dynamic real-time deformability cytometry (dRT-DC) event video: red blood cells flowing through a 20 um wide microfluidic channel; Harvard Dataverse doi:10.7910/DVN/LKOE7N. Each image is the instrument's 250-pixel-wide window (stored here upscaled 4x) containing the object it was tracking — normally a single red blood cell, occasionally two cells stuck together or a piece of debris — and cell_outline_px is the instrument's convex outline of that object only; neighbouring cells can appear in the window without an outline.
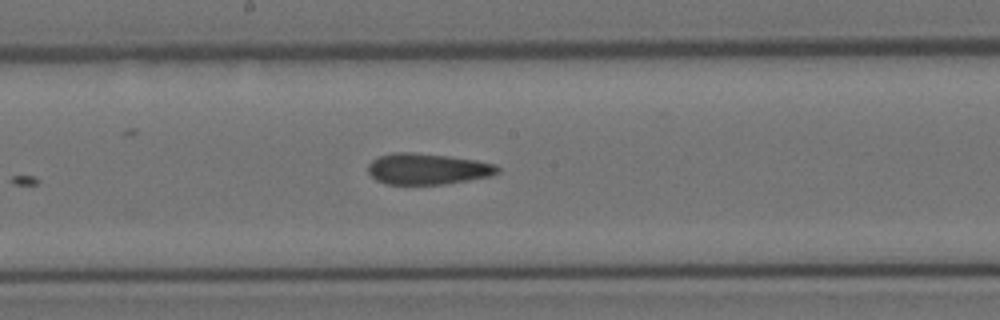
{"species": "Egyptian fruit bat (a non-hibernating species)", "species_latin": "Rousettus aegyptiacus", "temperature_condition": "room temperature", "stored_images_in_passage": 13, "camera_frame_rate_fps": 3000, "um_per_image_px": 0.085, "animal": {"sex": "female"}, "frame": {"image": 1, "passage_image": 13, "time_ms": 4.0, "image_size_px": [1000, 320], "cell_outline_px": [[500, 172], [488, 176], [468, 180], [444, 184], [384, 184], [376, 180], [368, 172], [368, 164], [372, 160], [380, 156], [396, 152], [412, 152], [448, 156], [476, 160], [496, 164], [500, 168]], "centroid_in_image_um": [36.33, 14.36], "position_along_channel_um": 211.9, "area_um2": 23.41}}